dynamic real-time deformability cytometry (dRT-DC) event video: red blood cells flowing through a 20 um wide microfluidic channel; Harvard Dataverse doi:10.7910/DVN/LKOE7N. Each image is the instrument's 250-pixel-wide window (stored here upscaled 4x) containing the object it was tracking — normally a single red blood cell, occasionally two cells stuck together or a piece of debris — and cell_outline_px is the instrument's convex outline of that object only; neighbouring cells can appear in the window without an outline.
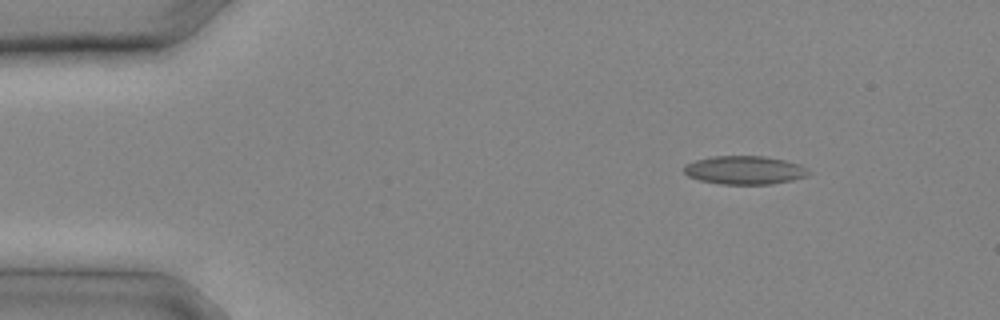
{"species": "common noctule bat (a hibernating species)", "species_latin": "Nyctalus noctula", "temperature_condition": "cold", "stored_images_in_passage": 7, "camera_frame_rate_fps": 3000, "um_per_image_px": 0.085, "animal": {"sex": "male", "body_mass_g": 20.4}, "frame": {"image": 1, "passage_image": 1, "time_ms": 0.0, "image_size_px": [1000, 320], "cell_outline_px": [[808, 172], [804, 176], [792, 180], [772, 184], [720, 184], [700, 180], [688, 176], [684, 172], [684, 164], [696, 160], [712, 156], [764, 156], [784, 160], [800, 164]], "centroid_in_image_um": [63.23, 14.46], "position_along_channel_um": 21.8, "area_um2": 20.46}}